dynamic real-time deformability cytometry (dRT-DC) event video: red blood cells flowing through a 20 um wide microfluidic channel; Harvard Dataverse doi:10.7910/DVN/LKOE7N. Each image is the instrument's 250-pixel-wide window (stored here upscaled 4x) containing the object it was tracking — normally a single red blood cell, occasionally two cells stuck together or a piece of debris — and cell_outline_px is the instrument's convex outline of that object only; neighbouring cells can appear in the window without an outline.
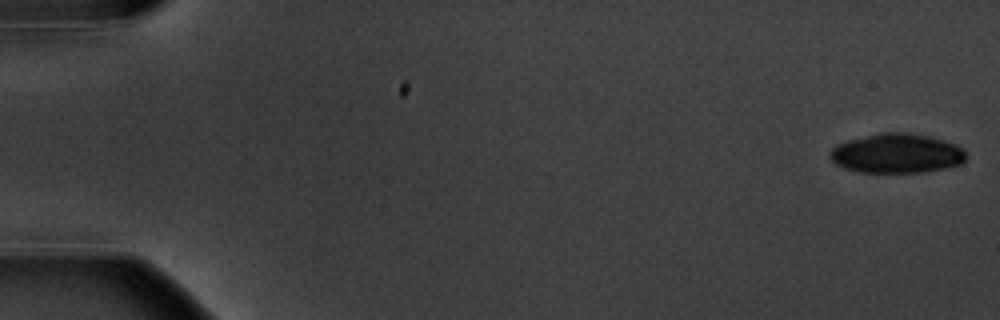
{"species": "common noctule bat (a hibernating species)", "species_latin": "Nyctalus noctula", "temperature_condition": "warm", "stored_images_in_passage": 9, "camera_frame_rate_fps": 3000, "um_per_image_px": 0.085, "animal": {"sex": "male", "body_mass_g": 20.1, "forearm_length_mm": 53.5}, "frame": {"image": 1, "passage_image": 1, "time_ms": 0.0, "image_size_px": [1000, 320], "cell_outline_px": [[968, 156], [960, 164], [948, 168], [924, 172], [860, 172], [844, 168], [836, 164], [828, 156], [828, 152], [836, 144], [848, 140], [880, 132], [908, 132], [928, 136], [944, 140], [956, 144], [964, 148]], "centroid_in_image_um": [76.24, 13.03], "position_along_channel_um": 8.8, "area_um2": 31.67}}